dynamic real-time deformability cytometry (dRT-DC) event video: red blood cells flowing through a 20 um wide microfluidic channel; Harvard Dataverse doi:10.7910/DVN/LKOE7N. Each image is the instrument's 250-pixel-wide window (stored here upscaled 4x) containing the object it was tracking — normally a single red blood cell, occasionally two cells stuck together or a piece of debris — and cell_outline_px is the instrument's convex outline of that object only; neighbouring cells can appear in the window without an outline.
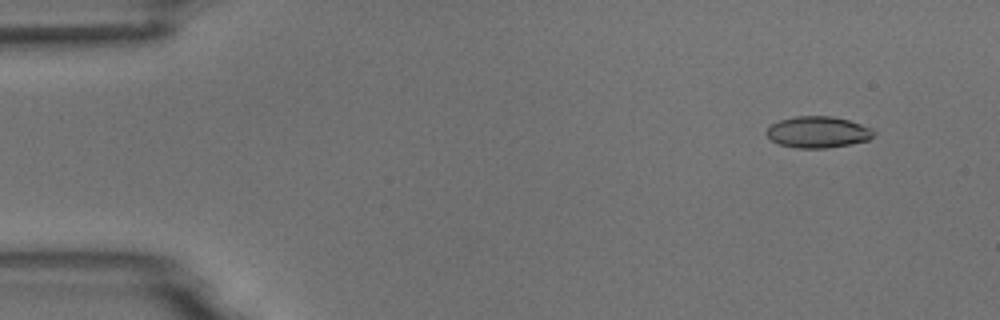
{"species": "common noctule bat (a hibernating species)", "species_latin": "Nyctalus noctula", "temperature_condition": "room temperature", "stored_images_in_passage": 9, "camera_frame_rate_fps": 3000, "um_per_image_px": 0.085, "animal": {"sex": "male", "body_mass_g": 18.8}, "frame": {"image": 1, "passage_image": 2, "time_ms": 1.333, "image_size_px": [1000, 320], "cell_outline_px": [[876, 132], [868, 140], [828, 148], [796, 148], [780, 144], [772, 140], [764, 132], [772, 124], [780, 120], [796, 116], [832, 116], [848, 120], [872, 128]], "centroid_in_image_um": [69.52, 11.22], "position_along_channel_um": 15.5, "area_um2": 19.48}}
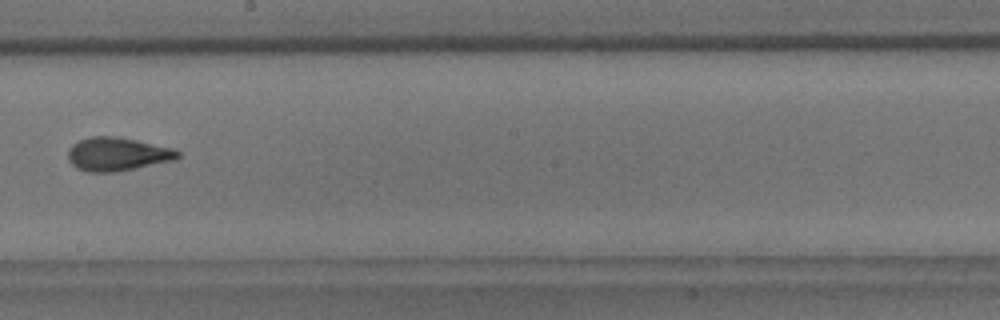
{"frame": {"image": 2, "passage_image": 9, "time_ms": 10.0, "image_size_px": [1000, 320], "cell_outline_px": [[180, 156], [176, 160], [112, 172], [88, 172], [76, 168], [68, 160], [68, 152], [72, 144], [80, 140], [92, 136], [112, 136], [136, 140], [172, 148], [180, 152]], "centroid_in_image_um": [9.96, 13.1], "position_along_channel_um": 238.2, "area_um2": 21.21}}